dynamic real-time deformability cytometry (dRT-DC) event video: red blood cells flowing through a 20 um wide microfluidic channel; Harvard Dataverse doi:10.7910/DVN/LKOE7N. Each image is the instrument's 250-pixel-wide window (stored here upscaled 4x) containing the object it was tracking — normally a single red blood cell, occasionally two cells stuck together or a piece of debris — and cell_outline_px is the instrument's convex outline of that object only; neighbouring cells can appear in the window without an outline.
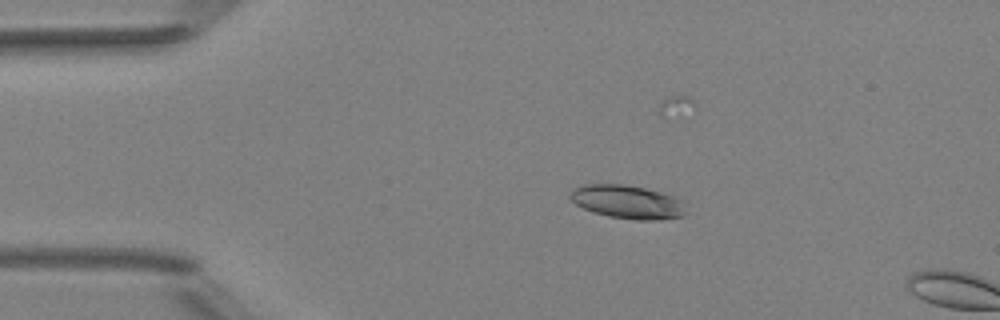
{"species": "Egyptian fruit bat (a non-hibernating species)", "species_latin": "Rousettus aegyptiacus", "temperature_condition": "room temperature", "stored_images_in_passage": 2, "camera_frame_rate_fps": 3000, "um_per_image_px": 0.085, "animal": {"sex": "female"}, "frame": {"image": 1, "passage_image": 1, "time_ms": 0.0, "image_size_px": [1000, 320], "cell_outline_px": [[688, 212], [684, 216], [656, 220], [636, 220], [608, 216], [592, 212], [576, 204], [568, 196], [568, 192], [572, 188], [584, 184], [624, 184], [644, 188], [660, 192], [688, 200]], "centroid_in_image_um": [53.4, 17.16], "position_along_channel_um": 31.6, "area_um2": 23.24}}